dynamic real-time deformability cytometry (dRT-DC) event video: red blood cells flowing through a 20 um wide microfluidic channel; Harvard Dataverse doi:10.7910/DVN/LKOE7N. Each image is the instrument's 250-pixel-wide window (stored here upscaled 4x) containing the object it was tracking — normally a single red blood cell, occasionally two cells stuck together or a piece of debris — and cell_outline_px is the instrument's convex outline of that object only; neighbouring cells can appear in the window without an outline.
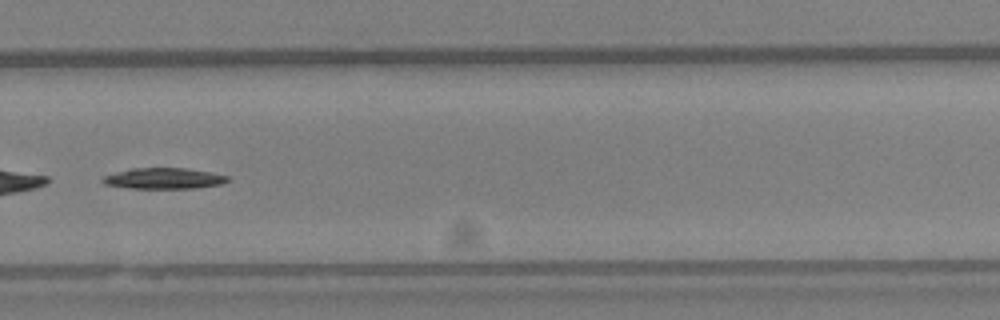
{"species": "Egyptian fruit bat (a non-hibernating species)", "species_latin": "Rousettus aegyptiacus", "temperature_condition": "warm", "stored_images_in_passage": 40, "segment_of_instrument_passage": [2, 2], "camera_frame_rate_fps": 3000, "um_per_image_px": 0.085, "animal": {"sex": "female"}, "frame": {"image": 1, "passage_image": 28, "time_ms": 9.0, "image_size_px": [1000, 320], "cell_outline_px": [[228, 180], [220, 184], [196, 188], [128, 188], [104, 184], [100, 180], [104, 176], [116, 172], [132, 168], [188, 168], [212, 172], [228, 176]], "centroid_in_image_um": [13.91, 15.16], "position_along_channel_um": 315.9, "area_um2": 15.2}}